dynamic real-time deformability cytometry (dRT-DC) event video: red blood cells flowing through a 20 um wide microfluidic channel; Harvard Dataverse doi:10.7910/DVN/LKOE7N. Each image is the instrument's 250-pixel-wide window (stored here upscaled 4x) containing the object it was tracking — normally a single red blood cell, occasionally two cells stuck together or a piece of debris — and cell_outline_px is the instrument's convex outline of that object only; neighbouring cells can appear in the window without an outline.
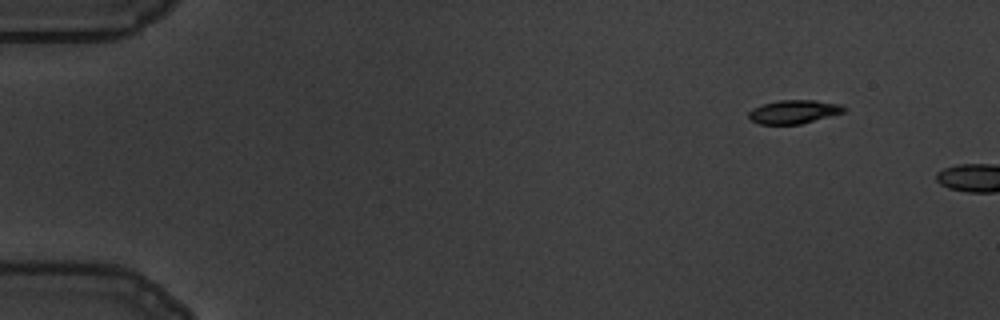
{"species": "common noctule bat (a hibernating species)", "species_latin": "Nyctalus noctula", "temperature_condition": "warm", "stored_images_in_passage": 3, "camera_frame_rate_fps": 3000, "um_per_image_px": 0.085, "animal": {"sex": "male", "body_mass_g": 19.5, "forearm_length_mm": 54.6}, "frame": {"image": 1, "passage_image": 1, "time_ms": 0.0, "image_size_px": [1000, 320], "cell_outline_px": [[848, 112], [800, 124], [760, 124], [752, 120], [748, 116], [748, 112], [752, 108], [764, 104], [780, 100], [816, 100], [840, 104], [848, 108]], "centroid_in_image_um": [67.55, 9.5], "position_along_channel_um": 17.4, "area_um2": 13.24}}